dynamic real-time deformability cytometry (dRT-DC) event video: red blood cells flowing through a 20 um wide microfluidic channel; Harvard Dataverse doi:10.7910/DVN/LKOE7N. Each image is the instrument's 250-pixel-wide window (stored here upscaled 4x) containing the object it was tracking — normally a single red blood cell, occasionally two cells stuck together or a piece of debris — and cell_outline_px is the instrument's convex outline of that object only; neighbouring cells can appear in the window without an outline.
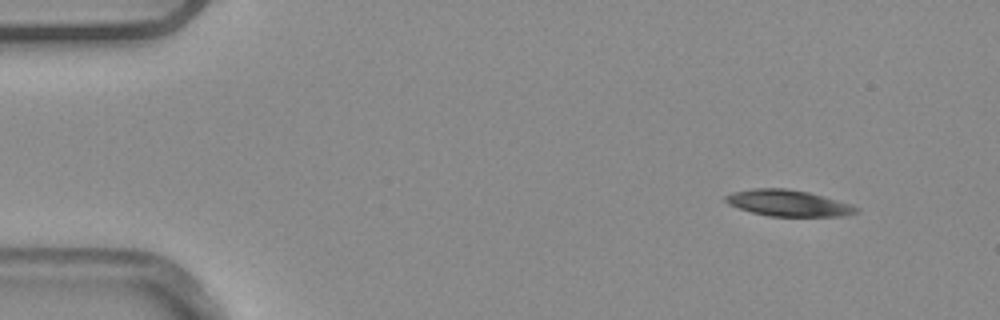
{"species": "common noctule bat (a hibernating species)", "species_latin": "Nyctalus noctula", "temperature_condition": "warm", "stored_images_in_passage": 4, "camera_frame_rate_fps": 3000, "um_per_image_px": 0.085, "animal": {"sex": "male", "body_mass_g": 20.4}, "frame": {"image": 1, "passage_image": 1, "time_ms": 0.0, "image_size_px": [1000, 320], "cell_outline_px": [[860, 212], [844, 216], [768, 216], [752, 212], [728, 204], [724, 200], [724, 196], [732, 192], [752, 188], [784, 188], [808, 192], [852, 204], [860, 208]], "centroid_in_image_um": [67.02, 17.26], "position_along_channel_um": 18.0, "area_um2": 20.06}}
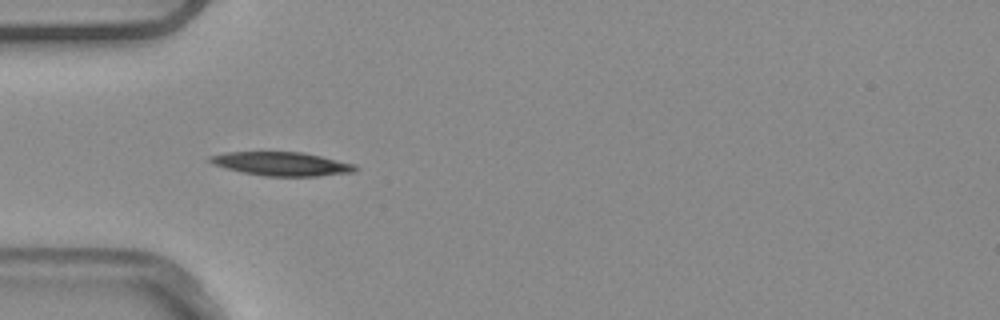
{"frame": {"image": 2, "passage_image": 4, "time_ms": 1.0, "image_size_px": [1000, 320], "cell_outline_px": [[360, 168], [356, 172], [316, 176], [264, 176], [240, 172], [224, 168], [212, 164], [204, 160], [208, 156], [224, 152], [300, 152], [320, 156], [356, 164]], "centroid_in_image_um": [23.89, 13.93], "position_along_channel_um": 61.1, "area_um2": 20.4}}